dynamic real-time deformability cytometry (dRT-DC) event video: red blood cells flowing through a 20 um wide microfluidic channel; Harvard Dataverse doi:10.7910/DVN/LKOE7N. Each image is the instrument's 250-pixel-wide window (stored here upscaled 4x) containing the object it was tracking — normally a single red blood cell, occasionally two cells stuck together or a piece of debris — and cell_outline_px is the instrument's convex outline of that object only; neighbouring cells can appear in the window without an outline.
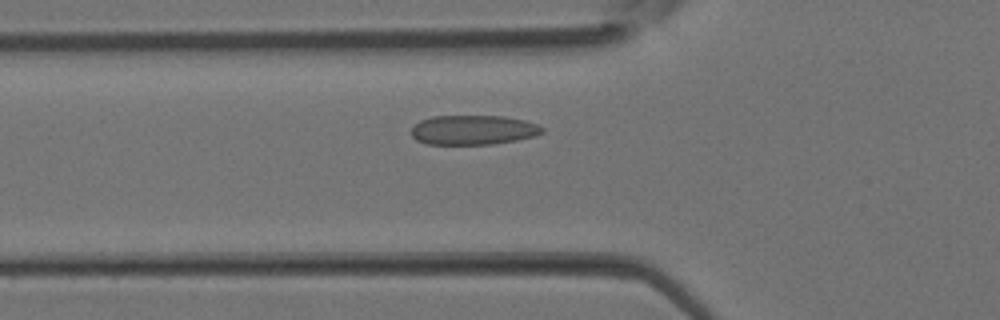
{"species": "Egyptian fruit bat (a non-hibernating species)", "species_latin": "Rousettus aegyptiacus", "temperature_condition": "room temperature", "stored_images_in_passage": 33, "camera_frame_rate_fps": 3000, "um_per_image_px": 0.085, "animal": {"sex": "female"}, "frame": {"image": 1, "passage_image": 9, "time_ms": 2.667, "image_size_px": [1000, 320], "cell_outline_px": [[544, 132], [536, 136], [516, 140], [492, 144], [428, 144], [416, 140], [412, 136], [412, 128], [420, 120], [432, 116], [504, 116], [524, 120], [540, 124], [544, 128]], "centroid_in_image_um": [40.26, 11.04], "position_along_channel_um": 85.5, "area_um2": 22.66}}
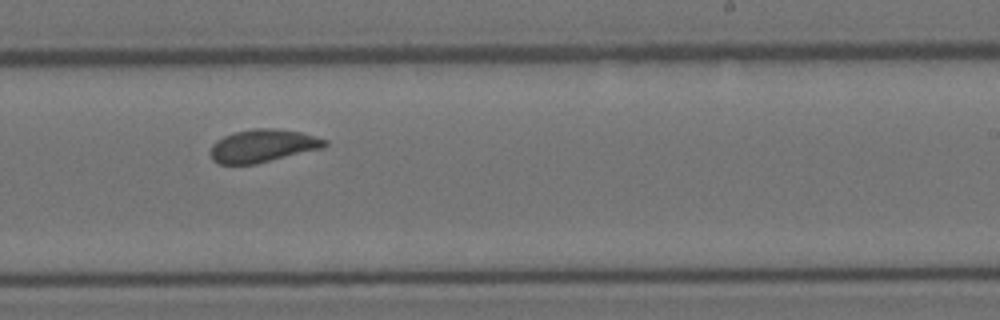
{"frame": {"image": 2, "passage_image": 19, "time_ms": 6.0, "image_size_px": [1000, 320], "cell_outline_px": [[328, 144], [324, 148], [256, 164], [220, 164], [212, 160], [212, 144], [216, 140], [232, 132], [256, 128], [272, 128], [300, 132], [316, 136], [328, 140]], "centroid_in_image_um": [22.37, 12.39], "position_along_channel_um": 266.6, "area_um2": 21.96}}
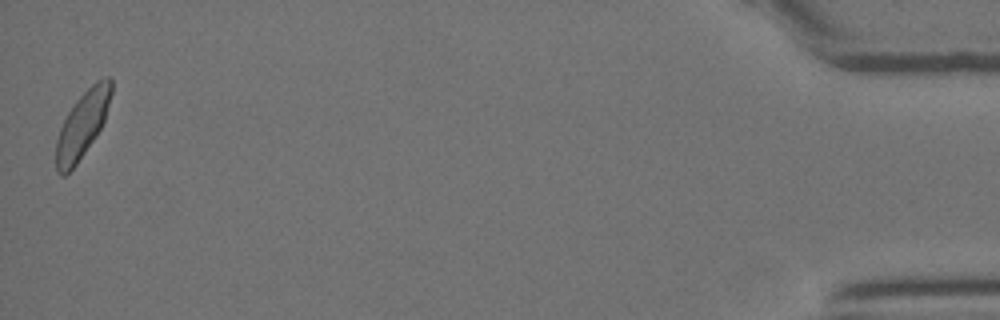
{"frame": {"image": 3, "passage_image": 33, "time_ms": 10.667, "image_size_px": [1000, 320], "cell_outline_px": [[112, 92], [104, 120], [96, 136], [76, 164], [64, 176], [60, 176], [56, 172], [56, 140], [60, 128], [68, 112], [76, 100], [96, 80], [104, 76], [112, 76]], "centroid_in_image_um": [7.0, 10.57], "position_along_channel_um": 428.2, "area_um2": 21.21}}